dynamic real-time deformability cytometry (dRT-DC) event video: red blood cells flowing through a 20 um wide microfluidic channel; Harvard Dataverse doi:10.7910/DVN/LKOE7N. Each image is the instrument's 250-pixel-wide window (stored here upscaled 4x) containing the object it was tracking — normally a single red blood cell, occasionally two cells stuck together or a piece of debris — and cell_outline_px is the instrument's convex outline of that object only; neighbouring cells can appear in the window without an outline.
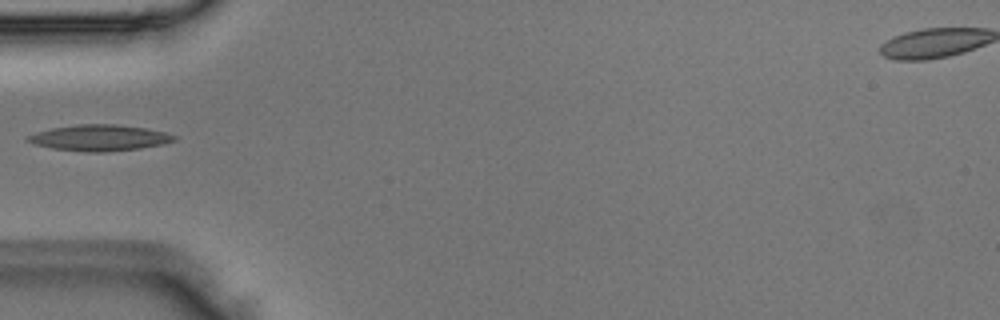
{"species": "Egyptian fruit bat (a non-hibernating species)", "species_latin": "Rousettus aegyptiacus", "temperature_condition": "room temperature", "stored_images_in_passage": 5, "camera_frame_rate_fps": 3000, "um_per_image_px": 0.085, "animal": {"sex": "male"}, "frame": {"image": 1, "passage_image": 5, "time_ms": 1.333, "image_size_px": [1000, 320], "cell_outline_px": [[176, 140], [164, 144], [140, 148], [100, 152], [88, 152], [52, 148], [36, 144], [28, 140], [24, 136], [36, 132], [52, 128], [76, 124], [116, 124], [144, 128], [168, 132], [176, 136]], "centroid_in_image_um": [8.48, 11.7], "position_along_channel_um": 76.5, "area_um2": 22.14}}